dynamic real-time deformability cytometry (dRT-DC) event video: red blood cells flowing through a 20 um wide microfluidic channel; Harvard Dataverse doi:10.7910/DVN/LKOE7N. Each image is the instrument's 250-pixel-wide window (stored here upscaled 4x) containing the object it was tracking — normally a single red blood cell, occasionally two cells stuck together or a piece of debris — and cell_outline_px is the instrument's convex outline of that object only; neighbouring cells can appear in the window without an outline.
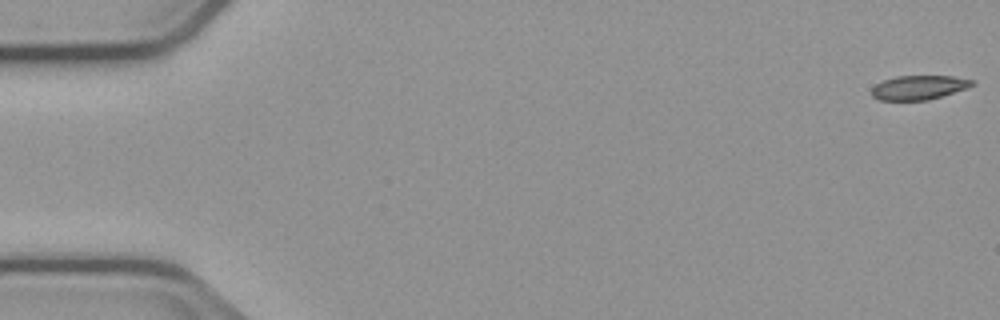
{"species": "common noctule bat (a hibernating species)", "species_latin": "Nyctalus noctula", "temperature_condition": "cold", "stored_images_in_passage": 6, "camera_frame_rate_fps": 3000, "um_per_image_px": 0.085, "animal": {"sex": "male", "body_mass_g": 23.1, "forearm_length_mm": 52.7}, "frame": {"image": 1, "passage_image": 1, "time_ms": 0.0, "image_size_px": [1000, 320], "cell_outline_px": [[976, 84], [968, 88], [928, 100], [880, 100], [872, 96], [872, 88], [876, 84], [884, 80], [896, 76], [952, 76], [976, 80]], "centroid_in_image_um": [78.15, 7.43], "position_along_channel_um": 6.9, "area_um2": 14.22}}
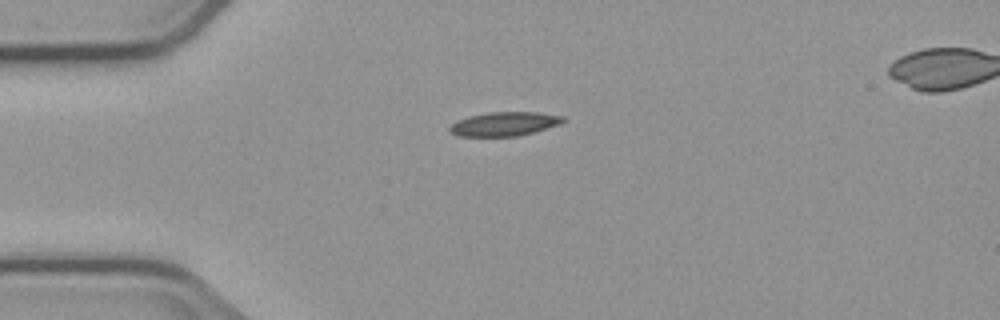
{"frame": {"image": 2, "passage_image": 4, "time_ms": 4.333, "image_size_px": [1000, 320], "cell_outline_px": [[568, 120], [560, 124], [532, 132], [516, 136], [460, 136], [448, 132], [448, 128], [456, 120], [468, 116], [488, 112], [536, 112], [564, 116]], "centroid_in_image_um": [42.85, 10.52], "position_along_channel_um": 42.1, "area_um2": 15.9}}